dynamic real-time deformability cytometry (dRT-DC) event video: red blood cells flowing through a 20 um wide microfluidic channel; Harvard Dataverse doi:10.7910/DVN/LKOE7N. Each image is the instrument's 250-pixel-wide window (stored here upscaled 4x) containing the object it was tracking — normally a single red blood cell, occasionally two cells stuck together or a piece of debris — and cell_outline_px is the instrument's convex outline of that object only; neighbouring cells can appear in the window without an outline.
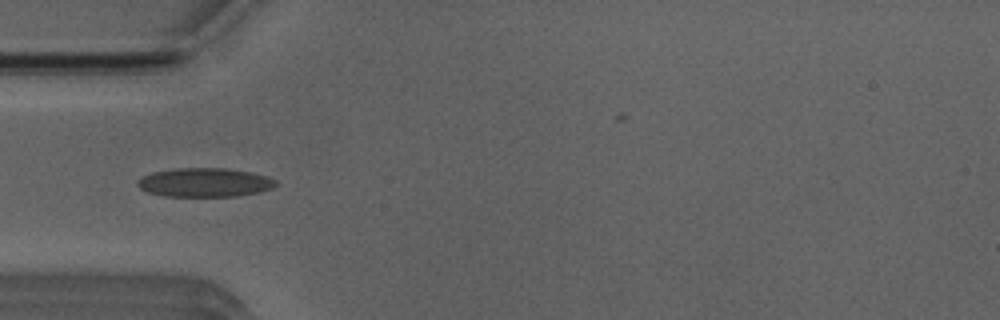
{"species": "Egyptian fruit bat (a non-hibernating species)", "species_latin": "Rousettus aegyptiacus", "temperature_condition": "room temperature", "stored_images_in_passage": 40, "camera_frame_rate_fps": 3000, "um_per_image_px": 0.085, "animal": {"sex": "male"}, "frame": {"image": 1, "passage_image": 6, "time_ms": 1.667, "image_size_px": [1000, 320], "cell_outline_px": [[280, 184], [272, 188], [260, 192], [236, 196], [164, 196], [148, 192], [140, 188], [136, 184], [136, 180], [152, 172], [176, 168], [224, 168], [248, 172], [268, 176], [276, 180]], "centroid_in_image_um": [17.41, 15.51], "position_along_channel_um": 67.6, "area_um2": 23.35}}
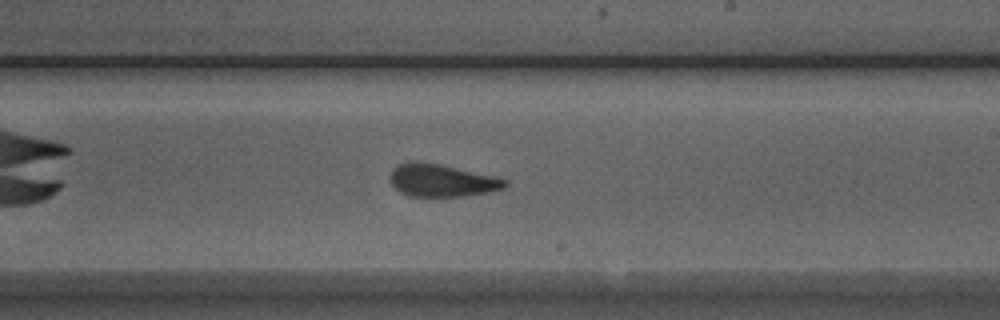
{"frame": {"image": 2, "passage_image": 20, "time_ms": 6.333, "image_size_px": [1000, 320], "cell_outline_px": [[508, 184], [504, 188], [464, 196], [408, 196], [400, 192], [392, 184], [392, 168], [400, 164], [412, 160], [440, 164], [496, 176], [508, 180]], "centroid_in_image_um": [37.56, 15.32], "position_along_channel_um": 251.4, "area_um2": 21.62}}
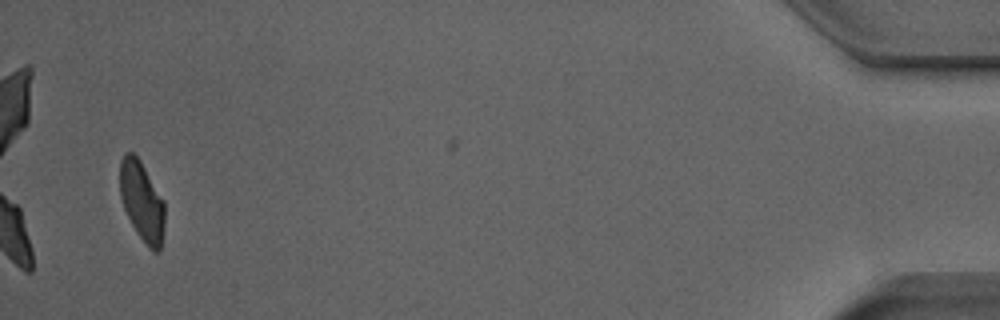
{"frame": {"image": 3, "passage_image": 40, "time_ms": 13.0, "image_size_px": [1000, 320], "cell_outline_px": [[164, 228], [160, 252], [152, 252], [148, 248], [136, 232], [124, 208], [120, 196], [120, 160], [124, 152], [132, 152], [140, 160], [164, 200]], "centroid_in_image_um": [12.07, 17.13], "position_along_channel_um": 423.1, "area_um2": 20.92}, "authors_computed_cell_mechanics": {"area_um2": 22.0218, "velocity_mm_per_s": 3.942, "shape_relaxation_time_tau1_ms": 4.6716, "shape_relaxation_time_tau2_ms": 1.496, "deformation_change_tau1": 0.1469, "deformation_change_tau2": 0.0707}}